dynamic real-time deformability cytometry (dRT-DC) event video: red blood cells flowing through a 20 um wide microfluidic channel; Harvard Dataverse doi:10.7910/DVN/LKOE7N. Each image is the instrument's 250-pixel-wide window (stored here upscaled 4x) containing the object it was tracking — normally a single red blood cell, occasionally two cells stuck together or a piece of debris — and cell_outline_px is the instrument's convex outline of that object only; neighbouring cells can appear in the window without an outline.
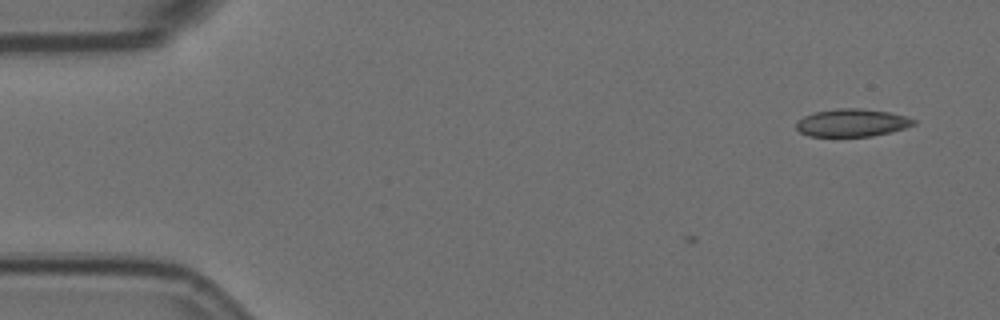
{"species": "Egyptian fruit bat (a non-hibernating species)", "species_latin": "Rousettus aegyptiacus", "temperature_condition": "room temperature", "stored_images_in_passage": 4, "camera_frame_rate_fps": 3000, "um_per_image_px": 0.085, "animal": {"sex": "female"}, "frame": {"image": 1, "passage_image": 1, "time_ms": 0.0, "image_size_px": [1000, 320], "cell_outline_px": [[916, 124], [904, 128], [872, 136], [808, 136], [800, 132], [796, 128], [796, 120], [804, 116], [816, 112], [836, 108], [860, 108], [888, 112], [908, 116], [916, 120]], "centroid_in_image_um": [72.41, 10.43], "position_along_channel_um": 12.6, "area_um2": 18.96}}